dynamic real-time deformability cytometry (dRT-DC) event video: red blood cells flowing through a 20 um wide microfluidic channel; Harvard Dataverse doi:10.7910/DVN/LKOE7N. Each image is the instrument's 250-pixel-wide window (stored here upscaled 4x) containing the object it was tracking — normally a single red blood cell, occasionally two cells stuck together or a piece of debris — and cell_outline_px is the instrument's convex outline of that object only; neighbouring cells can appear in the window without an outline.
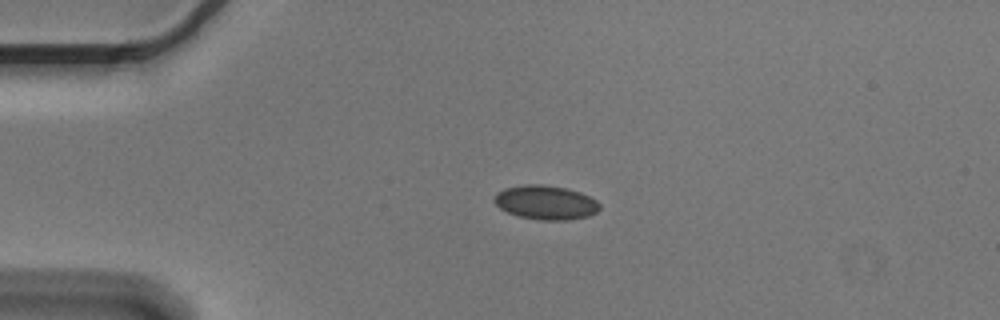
{"species": "Egyptian fruit bat (a non-hibernating species)", "species_latin": "Rousettus aegyptiacus", "temperature_condition": "cold", "stored_images_in_passage": 4, "camera_frame_rate_fps": 3000, "um_per_image_px": 0.085, "animal": {"sex": "male"}, "frame": {"image": 1, "passage_image": 3, "time_ms": 0.667, "image_size_px": [1000, 320], "cell_outline_px": [[600, 208], [596, 212], [588, 216], [568, 220], [540, 220], [520, 216], [508, 212], [500, 208], [492, 200], [492, 196], [496, 192], [504, 188], [524, 184], [540, 184], [568, 188], [580, 192], [596, 200], [600, 204]], "centroid_in_image_um": [46.36, 17.2], "position_along_channel_um": 38.6, "area_um2": 21.1}}